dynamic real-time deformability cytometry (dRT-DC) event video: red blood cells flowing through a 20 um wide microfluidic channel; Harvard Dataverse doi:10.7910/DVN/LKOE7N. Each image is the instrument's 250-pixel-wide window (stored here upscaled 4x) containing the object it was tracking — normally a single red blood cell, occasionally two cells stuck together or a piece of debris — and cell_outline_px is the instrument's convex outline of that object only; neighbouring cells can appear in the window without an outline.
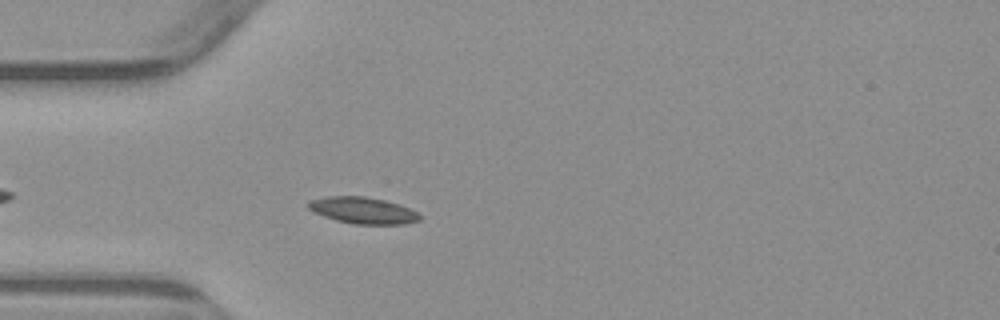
{"species": "common noctule bat (a hibernating species)", "species_latin": "Nyctalus noctula", "temperature_condition": "warm", "stored_images_in_passage": 4, "camera_frame_rate_fps": 3000, "um_per_image_px": 0.085, "animal": {"sex": "male", "body_mass_g": 23.1, "forearm_length_mm": 52.7}, "frame": {"image": 1, "passage_image": 4, "time_ms": 3.667, "image_size_px": [1000, 320], "cell_outline_px": [[420, 220], [404, 224], [352, 224], [336, 220], [312, 212], [304, 204], [308, 200], [324, 196], [364, 196], [384, 200], [400, 204], [420, 212]], "centroid_in_image_um": [30.81, 17.87], "position_along_channel_um": 54.2, "area_um2": 17.57}}